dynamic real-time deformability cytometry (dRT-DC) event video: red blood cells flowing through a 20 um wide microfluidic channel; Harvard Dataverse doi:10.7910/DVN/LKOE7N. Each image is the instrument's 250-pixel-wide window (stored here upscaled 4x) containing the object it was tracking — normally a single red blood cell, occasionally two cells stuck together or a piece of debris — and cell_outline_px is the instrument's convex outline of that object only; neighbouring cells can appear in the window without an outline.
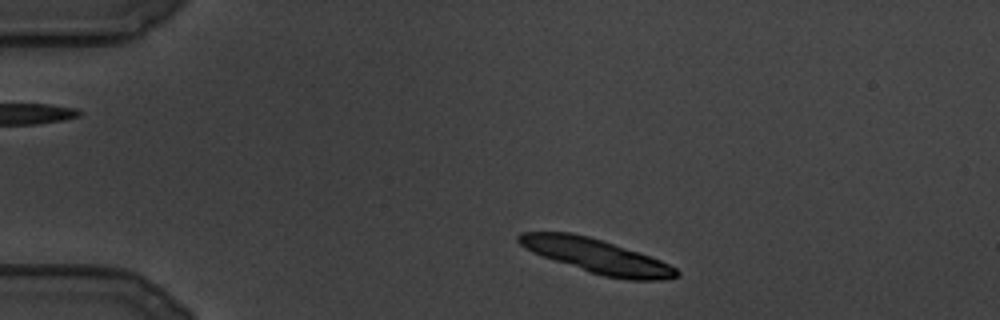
{"species": "common noctule bat (a hibernating species)", "species_latin": "Nyctalus noctula", "temperature_condition": "cold", "stored_images_in_passage": 23, "camera_frame_rate_fps": 3000, "um_per_image_px": 0.085, "animal": {"sex": "male", "body_mass_g": 19.5, "forearm_length_mm": 54.6}, "frame": {"image": 1, "passage_image": 8, "time_ms": 2.333, "image_size_px": [1000, 320], "cell_outline_px": [[680, 272], [676, 276], [664, 280], [628, 280], [604, 276], [588, 272], [532, 252], [524, 248], [516, 240], [516, 236], [520, 232], [572, 232], [588, 236], [660, 260], [676, 268]], "centroid_in_image_um": [50.66, 21.76], "position_along_channel_um": 34.3, "area_um2": 30.98}}